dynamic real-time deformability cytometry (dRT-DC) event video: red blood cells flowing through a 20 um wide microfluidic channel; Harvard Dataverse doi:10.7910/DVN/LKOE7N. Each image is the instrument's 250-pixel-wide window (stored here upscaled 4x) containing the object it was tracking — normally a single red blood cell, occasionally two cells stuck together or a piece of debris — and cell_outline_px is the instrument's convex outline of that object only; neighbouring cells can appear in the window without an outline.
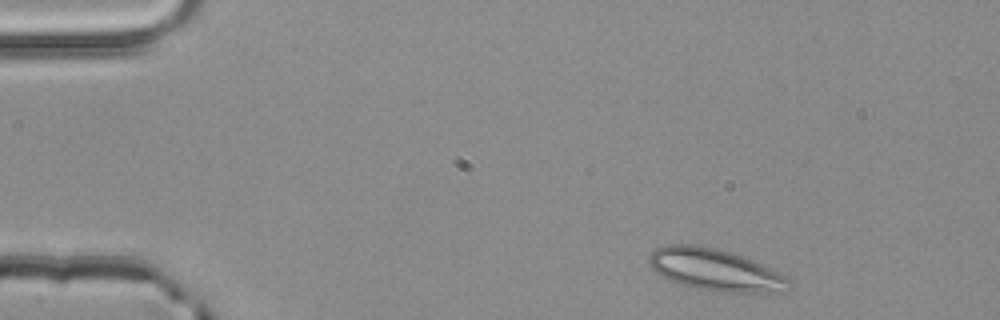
{"species": "common noctule bat (a hibernating species)", "species_latin": "Nyctalus noctula", "temperature_condition": "room temperature", "stored_images_in_passage": 3, "camera_frame_rate_fps": 3000, "um_per_image_px": 0.085, "animal": {"sex": "male", "body_mass_g": 20.4}, "frame": {"image": 1, "passage_image": 1, "time_ms": 0.0, "image_size_px": [1000, 320], "cell_outline_px": [[792, 288], [788, 292], [724, 292], [696, 288], [680, 284], [660, 276], [652, 268], [648, 260], [648, 256], [656, 248], [668, 244], [692, 244], [712, 248], [728, 252], [752, 260], [780, 272], [788, 276], [792, 284]], "centroid_in_image_um": [60.83, 22.95], "position_along_channel_um": 24.2, "area_um2": 34.16}}